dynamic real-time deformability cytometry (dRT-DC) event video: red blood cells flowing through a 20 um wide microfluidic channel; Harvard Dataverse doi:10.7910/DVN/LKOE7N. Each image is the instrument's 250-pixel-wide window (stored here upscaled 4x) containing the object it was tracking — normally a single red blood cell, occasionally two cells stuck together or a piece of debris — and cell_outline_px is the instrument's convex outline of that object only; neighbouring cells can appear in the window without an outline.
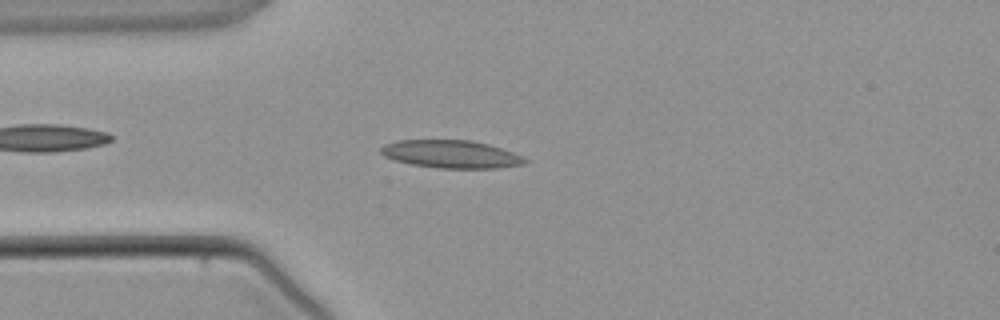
{"species": "common noctule bat (a hibernating species)", "species_latin": "Nyctalus noctula", "temperature_condition": "warm", "stored_images_in_passage": 4, "camera_frame_rate_fps": 3000, "um_per_image_px": 0.085, "animal": {"sex": "male", "body_mass_g": 21.5, "forearm_length_mm": 52.0}, "frame": {"image": 1, "passage_image": 4, "time_ms": 3.667, "image_size_px": [1000, 320], "cell_outline_px": [[528, 160], [524, 164], [496, 168], [440, 168], [412, 164], [396, 160], [384, 156], [380, 152], [380, 148], [384, 144], [396, 140], [468, 140], [488, 144], [512, 152]], "centroid_in_image_um": [38.31, 13.1], "position_along_channel_um": 46.7, "area_um2": 23.12}}